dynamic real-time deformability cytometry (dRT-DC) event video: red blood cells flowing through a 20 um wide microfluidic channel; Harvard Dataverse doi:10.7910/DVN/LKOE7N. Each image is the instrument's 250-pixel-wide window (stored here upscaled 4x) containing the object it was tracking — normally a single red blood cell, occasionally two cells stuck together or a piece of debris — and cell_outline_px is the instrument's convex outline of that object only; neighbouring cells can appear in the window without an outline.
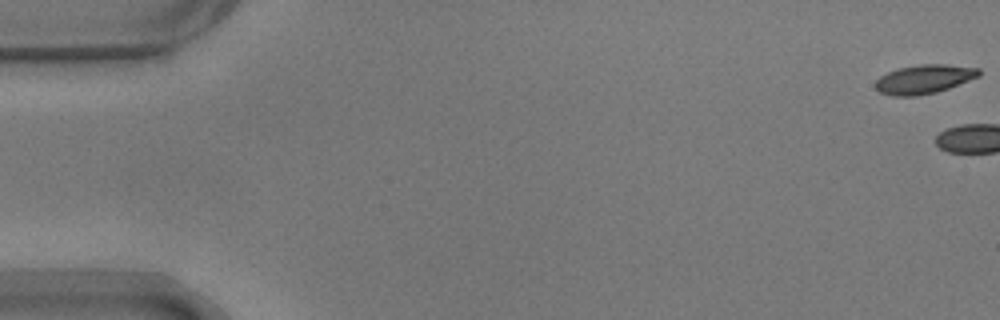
{"species": "common noctule bat (a hibernating species)", "species_latin": "Nyctalus noctula", "temperature_condition": "warm", "stored_images_in_passage": 4, "camera_frame_rate_fps": 3000, "um_per_image_px": 0.085, "animal": {"sex": "male", "body_mass_g": 17.9}, "frame": {"image": 1, "passage_image": 1, "time_ms": 0.0, "image_size_px": [1000, 320], "cell_outline_px": [[980, 76], [948, 88], [936, 92], [916, 96], [892, 96], [880, 92], [876, 88], [876, 80], [880, 76], [888, 72], [900, 68], [920, 64], [948, 64], [980, 68]], "centroid_in_image_um": [78.56, 6.72], "position_along_channel_um": 6.4, "area_um2": 17.4}}